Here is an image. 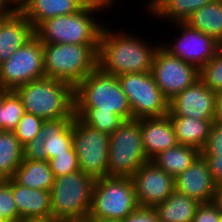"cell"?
Masks as SVG:
<instances>
[{"instance_id":"cell-8","label":"cell","mask_w":222,"mask_h":222,"mask_svg":"<svg viewBox=\"0 0 222 222\" xmlns=\"http://www.w3.org/2000/svg\"><path fill=\"white\" fill-rule=\"evenodd\" d=\"M108 176L131 177L149 161L141 139V119L125 120L109 136Z\"/></svg>"},{"instance_id":"cell-40","label":"cell","mask_w":222,"mask_h":222,"mask_svg":"<svg viewBox=\"0 0 222 222\" xmlns=\"http://www.w3.org/2000/svg\"><path fill=\"white\" fill-rule=\"evenodd\" d=\"M216 117L215 120L222 123V90L215 92Z\"/></svg>"},{"instance_id":"cell-2","label":"cell","mask_w":222,"mask_h":222,"mask_svg":"<svg viewBox=\"0 0 222 222\" xmlns=\"http://www.w3.org/2000/svg\"><path fill=\"white\" fill-rule=\"evenodd\" d=\"M111 9L87 4L77 13L47 19L34 30V34L43 44L99 46L100 35L107 22L97 15Z\"/></svg>"},{"instance_id":"cell-29","label":"cell","mask_w":222,"mask_h":222,"mask_svg":"<svg viewBox=\"0 0 222 222\" xmlns=\"http://www.w3.org/2000/svg\"><path fill=\"white\" fill-rule=\"evenodd\" d=\"M25 113L21 98L14 90L2 91V131H13Z\"/></svg>"},{"instance_id":"cell-47","label":"cell","mask_w":222,"mask_h":222,"mask_svg":"<svg viewBox=\"0 0 222 222\" xmlns=\"http://www.w3.org/2000/svg\"><path fill=\"white\" fill-rule=\"evenodd\" d=\"M87 4L97 5L104 8H113L106 0H84Z\"/></svg>"},{"instance_id":"cell-15","label":"cell","mask_w":222,"mask_h":222,"mask_svg":"<svg viewBox=\"0 0 222 222\" xmlns=\"http://www.w3.org/2000/svg\"><path fill=\"white\" fill-rule=\"evenodd\" d=\"M168 116L215 119V92L200 79L169 100Z\"/></svg>"},{"instance_id":"cell-7","label":"cell","mask_w":222,"mask_h":222,"mask_svg":"<svg viewBox=\"0 0 222 222\" xmlns=\"http://www.w3.org/2000/svg\"><path fill=\"white\" fill-rule=\"evenodd\" d=\"M138 207L131 177L108 176L95 180L88 215L120 221Z\"/></svg>"},{"instance_id":"cell-46","label":"cell","mask_w":222,"mask_h":222,"mask_svg":"<svg viewBox=\"0 0 222 222\" xmlns=\"http://www.w3.org/2000/svg\"><path fill=\"white\" fill-rule=\"evenodd\" d=\"M162 0H147L146 4L143 5V11L148 12L147 15L161 2Z\"/></svg>"},{"instance_id":"cell-33","label":"cell","mask_w":222,"mask_h":222,"mask_svg":"<svg viewBox=\"0 0 222 222\" xmlns=\"http://www.w3.org/2000/svg\"><path fill=\"white\" fill-rule=\"evenodd\" d=\"M0 216L5 222H17L20 219L11 189V178L0 180Z\"/></svg>"},{"instance_id":"cell-30","label":"cell","mask_w":222,"mask_h":222,"mask_svg":"<svg viewBox=\"0 0 222 222\" xmlns=\"http://www.w3.org/2000/svg\"><path fill=\"white\" fill-rule=\"evenodd\" d=\"M75 116L85 124L109 135L125 121L115 113H75Z\"/></svg>"},{"instance_id":"cell-28","label":"cell","mask_w":222,"mask_h":222,"mask_svg":"<svg viewBox=\"0 0 222 222\" xmlns=\"http://www.w3.org/2000/svg\"><path fill=\"white\" fill-rule=\"evenodd\" d=\"M23 161V146L13 131H0V179H10Z\"/></svg>"},{"instance_id":"cell-51","label":"cell","mask_w":222,"mask_h":222,"mask_svg":"<svg viewBox=\"0 0 222 222\" xmlns=\"http://www.w3.org/2000/svg\"><path fill=\"white\" fill-rule=\"evenodd\" d=\"M0 222H5V220L0 216Z\"/></svg>"},{"instance_id":"cell-26","label":"cell","mask_w":222,"mask_h":222,"mask_svg":"<svg viewBox=\"0 0 222 222\" xmlns=\"http://www.w3.org/2000/svg\"><path fill=\"white\" fill-rule=\"evenodd\" d=\"M200 155V151L189 145L177 144L156 155L153 161L174 178L188 168Z\"/></svg>"},{"instance_id":"cell-50","label":"cell","mask_w":222,"mask_h":222,"mask_svg":"<svg viewBox=\"0 0 222 222\" xmlns=\"http://www.w3.org/2000/svg\"><path fill=\"white\" fill-rule=\"evenodd\" d=\"M57 222H84L83 220L57 221Z\"/></svg>"},{"instance_id":"cell-21","label":"cell","mask_w":222,"mask_h":222,"mask_svg":"<svg viewBox=\"0 0 222 222\" xmlns=\"http://www.w3.org/2000/svg\"><path fill=\"white\" fill-rule=\"evenodd\" d=\"M40 135L43 136L46 161L56 154L68 153L73 146V118L44 121Z\"/></svg>"},{"instance_id":"cell-37","label":"cell","mask_w":222,"mask_h":222,"mask_svg":"<svg viewBox=\"0 0 222 222\" xmlns=\"http://www.w3.org/2000/svg\"><path fill=\"white\" fill-rule=\"evenodd\" d=\"M23 159L46 161L43 136H37L33 138L32 141L23 146Z\"/></svg>"},{"instance_id":"cell-20","label":"cell","mask_w":222,"mask_h":222,"mask_svg":"<svg viewBox=\"0 0 222 222\" xmlns=\"http://www.w3.org/2000/svg\"><path fill=\"white\" fill-rule=\"evenodd\" d=\"M11 189L20 218H52L50 191L21 186L13 178Z\"/></svg>"},{"instance_id":"cell-49","label":"cell","mask_w":222,"mask_h":222,"mask_svg":"<svg viewBox=\"0 0 222 222\" xmlns=\"http://www.w3.org/2000/svg\"><path fill=\"white\" fill-rule=\"evenodd\" d=\"M112 7H114V5H116L117 3H121L118 0H106ZM118 1V2H117Z\"/></svg>"},{"instance_id":"cell-41","label":"cell","mask_w":222,"mask_h":222,"mask_svg":"<svg viewBox=\"0 0 222 222\" xmlns=\"http://www.w3.org/2000/svg\"><path fill=\"white\" fill-rule=\"evenodd\" d=\"M212 202L222 211V183L216 185Z\"/></svg>"},{"instance_id":"cell-31","label":"cell","mask_w":222,"mask_h":222,"mask_svg":"<svg viewBox=\"0 0 222 222\" xmlns=\"http://www.w3.org/2000/svg\"><path fill=\"white\" fill-rule=\"evenodd\" d=\"M199 79L214 92L222 90V47L199 70Z\"/></svg>"},{"instance_id":"cell-34","label":"cell","mask_w":222,"mask_h":222,"mask_svg":"<svg viewBox=\"0 0 222 222\" xmlns=\"http://www.w3.org/2000/svg\"><path fill=\"white\" fill-rule=\"evenodd\" d=\"M54 177L68 175L80 170L74 147L68 153L56 154L49 160Z\"/></svg>"},{"instance_id":"cell-32","label":"cell","mask_w":222,"mask_h":222,"mask_svg":"<svg viewBox=\"0 0 222 222\" xmlns=\"http://www.w3.org/2000/svg\"><path fill=\"white\" fill-rule=\"evenodd\" d=\"M44 120L34 114L25 112L16 128L13 130L16 138L22 146L40 136L41 126Z\"/></svg>"},{"instance_id":"cell-3","label":"cell","mask_w":222,"mask_h":222,"mask_svg":"<svg viewBox=\"0 0 222 222\" xmlns=\"http://www.w3.org/2000/svg\"><path fill=\"white\" fill-rule=\"evenodd\" d=\"M75 113H115L124 120L132 119V109L117 76L99 67L75 88Z\"/></svg>"},{"instance_id":"cell-17","label":"cell","mask_w":222,"mask_h":222,"mask_svg":"<svg viewBox=\"0 0 222 222\" xmlns=\"http://www.w3.org/2000/svg\"><path fill=\"white\" fill-rule=\"evenodd\" d=\"M141 139L149 160L178 144L173 123L168 115L141 118Z\"/></svg>"},{"instance_id":"cell-18","label":"cell","mask_w":222,"mask_h":222,"mask_svg":"<svg viewBox=\"0 0 222 222\" xmlns=\"http://www.w3.org/2000/svg\"><path fill=\"white\" fill-rule=\"evenodd\" d=\"M34 28L20 12L0 18V63L34 36Z\"/></svg>"},{"instance_id":"cell-39","label":"cell","mask_w":222,"mask_h":222,"mask_svg":"<svg viewBox=\"0 0 222 222\" xmlns=\"http://www.w3.org/2000/svg\"><path fill=\"white\" fill-rule=\"evenodd\" d=\"M207 161L215 184L222 183V154H201Z\"/></svg>"},{"instance_id":"cell-52","label":"cell","mask_w":222,"mask_h":222,"mask_svg":"<svg viewBox=\"0 0 222 222\" xmlns=\"http://www.w3.org/2000/svg\"><path fill=\"white\" fill-rule=\"evenodd\" d=\"M4 91V89L2 88L1 84H0V92Z\"/></svg>"},{"instance_id":"cell-48","label":"cell","mask_w":222,"mask_h":222,"mask_svg":"<svg viewBox=\"0 0 222 222\" xmlns=\"http://www.w3.org/2000/svg\"><path fill=\"white\" fill-rule=\"evenodd\" d=\"M1 105H2V92H0V131H2Z\"/></svg>"},{"instance_id":"cell-27","label":"cell","mask_w":222,"mask_h":222,"mask_svg":"<svg viewBox=\"0 0 222 222\" xmlns=\"http://www.w3.org/2000/svg\"><path fill=\"white\" fill-rule=\"evenodd\" d=\"M213 0H162L149 14L151 19L169 24L185 22L196 10ZM159 18V19H158ZM161 19V20H160Z\"/></svg>"},{"instance_id":"cell-11","label":"cell","mask_w":222,"mask_h":222,"mask_svg":"<svg viewBox=\"0 0 222 222\" xmlns=\"http://www.w3.org/2000/svg\"><path fill=\"white\" fill-rule=\"evenodd\" d=\"M42 77H45L43 43L35 35L0 63V84L4 90H15Z\"/></svg>"},{"instance_id":"cell-43","label":"cell","mask_w":222,"mask_h":222,"mask_svg":"<svg viewBox=\"0 0 222 222\" xmlns=\"http://www.w3.org/2000/svg\"><path fill=\"white\" fill-rule=\"evenodd\" d=\"M14 10L6 3L5 0H0V18L11 15Z\"/></svg>"},{"instance_id":"cell-5","label":"cell","mask_w":222,"mask_h":222,"mask_svg":"<svg viewBox=\"0 0 222 222\" xmlns=\"http://www.w3.org/2000/svg\"><path fill=\"white\" fill-rule=\"evenodd\" d=\"M99 46L43 44L45 76L71 84L74 88L98 67Z\"/></svg>"},{"instance_id":"cell-13","label":"cell","mask_w":222,"mask_h":222,"mask_svg":"<svg viewBox=\"0 0 222 222\" xmlns=\"http://www.w3.org/2000/svg\"><path fill=\"white\" fill-rule=\"evenodd\" d=\"M151 74L168 100L199 80L196 66L172 56L160 45L153 57Z\"/></svg>"},{"instance_id":"cell-16","label":"cell","mask_w":222,"mask_h":222,"mask_svg":"<svg viewBox=\"0 0 222 222\" xmlns=\"http://www.w3.org/2000/svg\"><path fill=\"white\" fill-rule=\"evenodd\" d=\"M175 190L196 199L199 203L212 202L216 184L206 159L200 154L181 174L174 178Z\"/></svg>"},{"instance_id":"cell-12","label":"cell","mask_w":222,"mask_h":222,"mask_svg":"<svg viewBox=\"0 0 222 222\" xmlns=\"http://www.w3.org/2000/svg\"><path fill=\"white\" fill-rule=\"evenodd\" d=\"M174 26V29H176L175 33H178L177 30H179V34H170L172 38H167V42L162 41L160 46L172 56L178 57L189 64H193L199 70L207 64L222 47L212 37L192 28L186 22L171 23V28Z\"/></svg>"},{"instance_id":"cell-4","label":"cell","mask_w":222,"mask_h":222,"mask_svg":"<svg viewBox=\"0 0 222 222\" xmlns=\"http://www.w3.org/2000/svg\"><path fill=\"white\" fill-rule=\"evenodd\" d=\"M21 98L25 112L44 121L74 118V87L62 80L42 77L14 90Z\"/></svg>"},{"instance_id":"cell-42","label":"cell","mask_w":222,"mask_h":222,"mask_svg":"<svg viewBox=\"0 0 222 222\" xmlns=\"http://www.w3.org/2000/svg\"><path fill=\"white\" fill-rule=\"evenodd\" d=\"M5 1L14 11H21V9L28 3V0H5Z\"/></svg>"},{"instance_id":"cell-45","label":"cell","mask_w":222,"mask_h":222,"mask_svg":"<svg viewBox=\"0 0 222 222\" xmlns=\"http://www.w3.org/2000/svg\"><path fill=\"white\" fill-rule=\"evenodd\" d=\"M83 221L84 222H120L119 220H111L107 218L94 217L90 215H87Z\"/></svg>"},{"instance_id":"cell-6","label":"cell","mask_w":222,"mask_h":222,"mask_svg":"<svg viewBox=\"0 0 222 222\" xmlns=\"http://www.w3.org/2000/svg\"><path fill=\"white\" fill-rule=\"evenodd\" d=\"M94 182V178L80 170L55 177L50 190L52 219L84 220L90 212Z\"/></svg>"},{"instance_id":"cell-19","label":"cell","mask_w":222,"mask_h":222,"mask_svg":"<svg viewBox=\"0 0 222 222\" xmlns=\"http://www.w3.org/2000/svg\"><path fill=\"white\" fill-rule=\"evenodd\" d=\"M86 5L84 0H28L20 12L35 30L47 19L77 13Z\"/></svg>"},{"instance_id":"cell-38","label":"cell","mask_w":222,"mask_h":222,"mask_svg":"<svg viewBox=\"0 0 222 222\" xmlns=\"http://www.w3.org/2000/svg\"><path fill=\"white\" fill-rule=\"evenodd\" d=\"M120 222H159L154 208L138 207Z\"/></svg>"},{"instance_id":"cell-23","label":"cell","mask_w":222,"mask_h":222,"mask_svg":"<svg viewBox=\"0 0 222 222\" xmlns=\"http://www.w3.org/2000/svg\"><path fill=\"white\" fill-rule=\"evenodd\" d=\"M12 178L21 186L43 191H50L55 181L49 161L29 159H23Z\"/></svg>"},{"instance_id":"cell-22","label":"cell","mask_w":222,"mask_h":222,"mask_svg":"<svg viewBox=\"0 0 222 222\" xmlns=\"http://www.w3.org/2000/svg\"><path fill=\"white\" fill-rule=\"evenodd\" d=\"M175 130L178 144L189 145L201 151L215 119L199 120L193 117L169 116Z\"/></svg>"},{"instance_id":"cell-9","label":"cell","mask_w":222,"mask_h":222,"mask_svg":"<svg viewBox=\"0 0 222 222\" xmlns=\"http://www.w3.org/2000/svg\"><path fill=\"white\" fill-rule=\"evenodd\" d=\"M109 136L74 116L73 146L79 168L95 180L108 177Z\"/></svg>"},{"instance_id":"cell-36","label":"cell","mask_w":222,"mask_h":222,"mask_svg":"<svg viewBox=\"0 0 222 222\" xmlns=\"http://www.w3.org/2000/svg\"><path fill=\"white\" fill-rule=\"evenodd\" d=\"M221 210L213 203H200L192 222H220Z\"/></svg>"},{"instance_id":"cell-44","label":"cell","mask_w":222,"mask_h":222,"mask_svg":"<svg viewBox=\"0 0 222 222\" xmlns=\"http://www.w3.org/2000/svg\"><path fill=\"white\" fill-rule=\"evenodd\" d=\"M17 222H57V221L53 220L52 218L32 217V218H20Z\"/></svg>"},{"instance_id":"cell-24","label":"cell","mask_w":222,"mask_h":222,"mask_svg":"<svg viewBox=\"0 0 222 222\" xmlns=\"http://www.w3.org/2000/svg\"><path fill=\"white\" fill-rule=\"evenodd\" d=\"M200 203L176 190L154 207L159 222H192Z\"/></svg>"},{"instance_id":"cell-1","label":"cell","mask_w":222,"mask_h":222,"mask_svg":"<svg viewBox=\"0 0 222 222\" xmlns=\"http://www.w3.org/2000/svg\"><path fill=\"white\" fill-rule=\"evenodd\" d=\"M110 20H107L100 35L98 67L115 76L151 72L154 54L161 42L152 44V40L148 42L149 39L144 38L145 35L140 37L136 32L120 30V27L115 31Z\"/></svg>"},{"instance_id":"cell-10","label":"cell","mask_w":222,"mask_h":222,"mask_svg":"<svg viewBox=\"0 0 222 222\" xmlns=\"http://www.w3.org/2000/svg\"><path fill=\"white\" fill-rule=\"evenodd\" d=\"M132 109V119L163 117L169 112V100L163 95L151 72L117 76Z\"/></svg>"},{"instance_id":"cell-14","label":"cell","mask_w":222,"mask_h":222,"mask_svg":"<svg viewBox=\"0 0 222 222\" xmlns=\"http://www.w3.org/2000/svg\"><path fill=\"white\" fill-rule=\"evenodd\" d=\"M139 207L154 208L174 191V177L149 160L131 176Z\"/></svg>"},{"instance_id":"cell-35","label":"cell","mask_w":222,"mask_h":222,"mask_svg":"<svg viewBox=\"0 0 222 222\" xmlns=\"http://www.w3.org/2000/svg\"><path fill=\"white\" fill-rule=\"evenodd\" d=\"M200 154H222V123L214 121L210 134Z\"/></svg>"},{"instance_id":"cell-25","label":"cell","mask_w":222,"mask_h":222,"mask_svg":"<svg viewBox=\"0 0 222 222\" xmlns=\"http://www.w3.org/2000/svg\"><path fill=\"white\" fill-rule=\"evenodd\" d=\"M185 22L192 28L209 35L222 46V0H213L205 4Z\"/></svg>"}]
</instances>
